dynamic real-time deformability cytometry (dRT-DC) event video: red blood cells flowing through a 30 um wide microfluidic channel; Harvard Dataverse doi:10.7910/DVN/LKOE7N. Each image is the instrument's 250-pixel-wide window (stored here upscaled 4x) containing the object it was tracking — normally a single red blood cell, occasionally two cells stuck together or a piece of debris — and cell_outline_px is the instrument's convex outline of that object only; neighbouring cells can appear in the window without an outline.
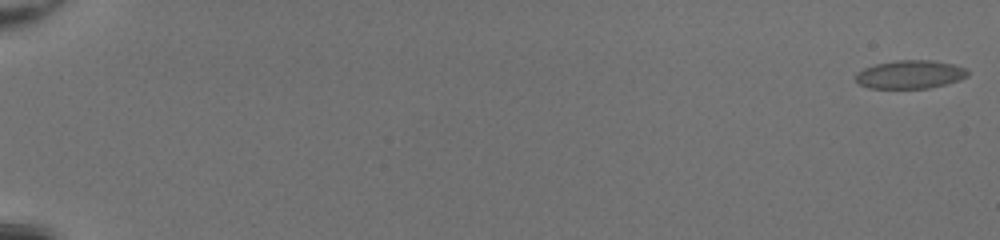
{"species": "common noctule bat (a hibernating species)", "species_latin": "Nyctalus noctula", "temperature_condition": "room temperature", "stored_images_in_passage": 53, "camera_frame_rate_fps": 3000, "um_per_image_px": 0.085, "animal": {"sex": "female", "body_mass_g": 20.0, "forearm_length_mm": 54.0}, "frame": {"image": 1, "passage_image": 1, "time_ms": 0.0, "image_size_px": [1000, 240], "cell_outline_px": [[968, 76], [960, 80], [928, 88], [868, 88], [860, 84], [856, 80], [856, 76], [864, 68], [876, 64], [896, 60], [928, 60], [952, 64], [964, 68], [968, 72]], "centroid_in_image_um": [77.36, 6.33], "position_along_channel_um": 7.6, "area_um2": 18.21}}
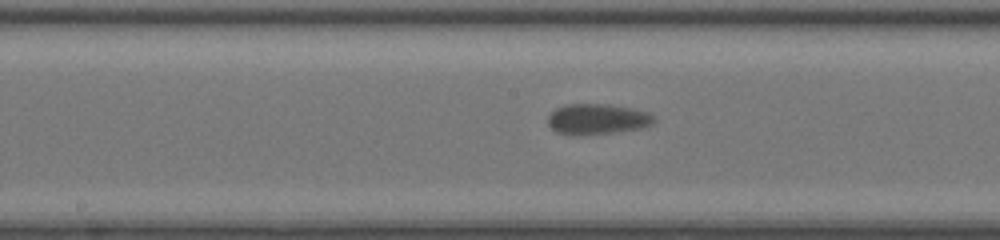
{"frame": {"image": 2, "passage_image": 31, "time_ms": 10.0, "image_size_px": [1000, 240], "cell_outline_px": [[656, 120], [652, 124], [640, 128], [612, 132], [556, 132], [548, 124], [548, 116], [556, 108], [564, 104], [608, 104], [632, 108], [648, 112]], "centroid_in_image_um": [50.8, 10.06], "position_along_channel_um": 197.4, "area_um2": 18.09}}
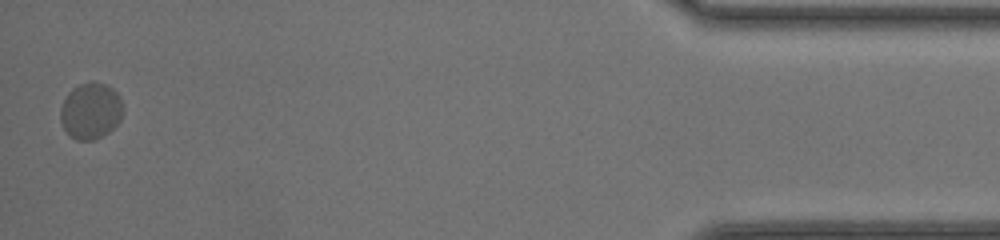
{"frame": {"image": 3, "passage_image": 53, "time_ms": 17.333, "image_size_px": [1000, 240], "cell_outline_px": [[124, 108], [120, 120], [108, 132], [92, 140], [76, 140], [68, 136], [60, 120], [60, 108], [68, 92], [72, 88], [80, 84], [92, 80], [104, 84], [112, 88], [120, 96]], "centroid_in_image_um": [7.7, 9.41], "position_along_channel_um": 427.5, "area_um2": 20.69}, "authors_computed_cell_mechanics": {"area_um2": 18.1492, "velocity_mm_per_s": 4.1314, "shape_relaxation_time_tau1_ms": 1.286, "shape_relaxation_time_tau2_ms": 0.6137, "deformation_change_tau1": 0.064, "deformation_change_tau2": 0.0479}}